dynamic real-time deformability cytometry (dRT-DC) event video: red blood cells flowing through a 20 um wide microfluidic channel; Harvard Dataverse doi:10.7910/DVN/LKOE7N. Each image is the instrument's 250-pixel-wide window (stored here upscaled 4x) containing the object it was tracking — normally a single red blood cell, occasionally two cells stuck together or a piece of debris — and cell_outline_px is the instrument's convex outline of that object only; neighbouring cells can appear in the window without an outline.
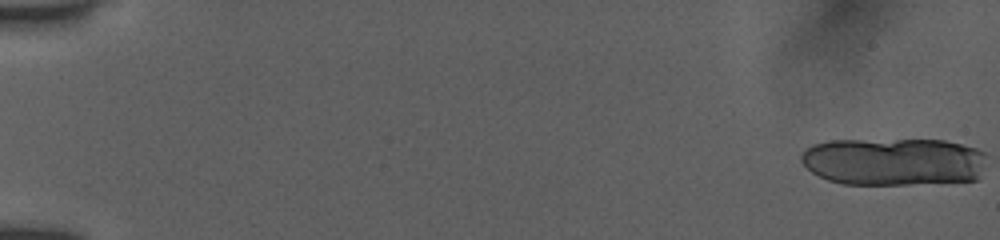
{"species": "human", "species_latin": "Homo sapiens", "temperature_condition": "room temperature", "stored_images_in_passage": 18, "camera_frame_rate_fps": 3000, "um_per_image_px": 0.085, "donor": {"sex": "female"}, "frame": {"image": 1, "passage_image": 1, "time_ms": 0.0, "image_size_px": [1000, 240], "cell_outline_px": [[984, 152], [980, 168], [976, 180], [908, 184], [844, 184], [828, 180], [812, 172], [800, 160], [800, 152], [812, 144], [828, 140], [944, 140], [976, 148]], "centroid_in_image_um": [75.87, 13.72], "position_along_channel_um": 9.1, "area_um2": 51.38}}